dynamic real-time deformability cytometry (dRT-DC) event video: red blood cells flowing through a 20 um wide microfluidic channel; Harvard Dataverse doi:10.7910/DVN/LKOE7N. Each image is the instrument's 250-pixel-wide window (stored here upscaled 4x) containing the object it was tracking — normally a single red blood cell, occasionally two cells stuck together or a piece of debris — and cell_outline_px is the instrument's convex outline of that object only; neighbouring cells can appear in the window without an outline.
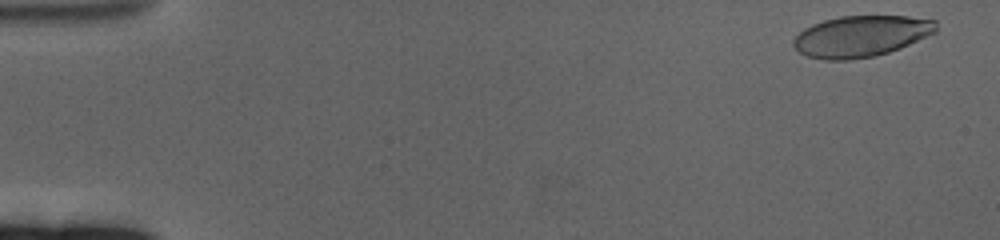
{"species": "human", "species_latin": "Homo sapiens", "temperature_condition": "cold", "stored_images_in_passage": 61, "camera_frame_rate_fps": 3000, "um_per_image_px": 0.085, "donor": {"sex": "female"}, "frame": {"image": 1, "passage_image": 2, "time_ms": 0.333, "image_size_px": [1000, 240], "cell_outline_px": [[936, 32], [900, 48], [888, 52], [872, 56], [848, 60], [824, 60], [808, 56], [800, 52], [792, 44], [792, 40], [804, 28], [812, 24], [824, 20], [840, 16], [908, 16], [936, 20]], "centroid_in_image_um": [73.17, 3.07], "position_along_channel_um": 11.8, "area_um2": 34.1}}
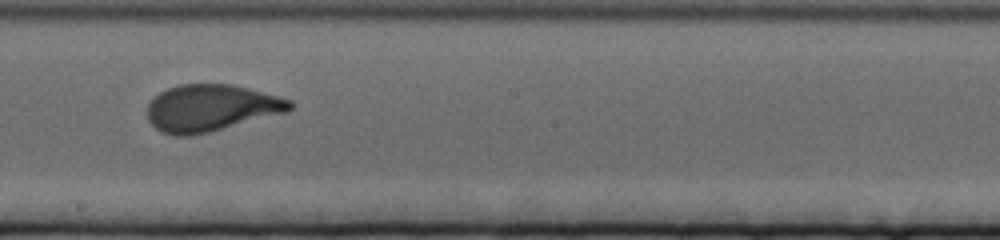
{"frame": {"image": 2, "passage_image": 35, "time_ms": 11.333, "image_size_px": [1000, 240], "cell_outline_px": [[296, 104], [288, 112], [208, 132], [188, 136], [176, 136], [160, 132], [148, 120], [148, 104], [160, 92], [168, 88], [180, 84], [232, 84], [280, 96], [292, 100]], "centroid_in_image_um": [17.97, 9.17], "position_along_channel_um": 230.2, "area_um2": 38.96}}
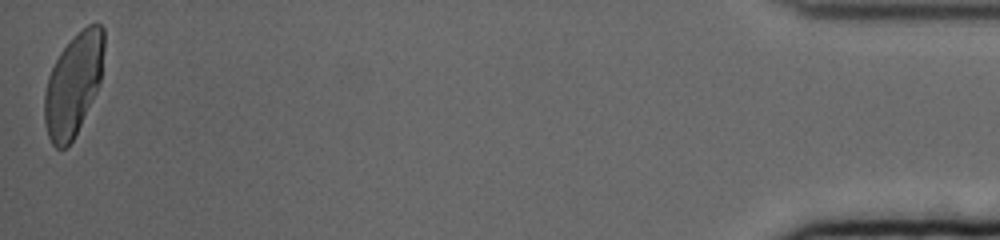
{"frame": {"image": 3, "passage_image": 61, "time_ms": 20.0, "image_size_px": [1000, 240], "cell_outline_px": [[104, 48], [100, 84], [72, 140], [64, 148], [56, 148], [52, 144], [48, 136], [44, 124], [44, 92], [48, 76], [60, 52], [88, 24], [100, 24], [104, 28]], "centroid_in_image_um": [6.23, 7.19], "position_along_channel_um": 429.0, "area_um2": 34.97}, "authors_computed_cell_mechanics": {"area_um2": 37.7434, "velocity_mm_per_s": 3.2814, "shape_relaxation_time_tau1_ms": 4.6471, "shape_relaxation_time_tau2_ms": null, "deformation_change_tau1": 0.2032, "deformation_change_tau2": null}}